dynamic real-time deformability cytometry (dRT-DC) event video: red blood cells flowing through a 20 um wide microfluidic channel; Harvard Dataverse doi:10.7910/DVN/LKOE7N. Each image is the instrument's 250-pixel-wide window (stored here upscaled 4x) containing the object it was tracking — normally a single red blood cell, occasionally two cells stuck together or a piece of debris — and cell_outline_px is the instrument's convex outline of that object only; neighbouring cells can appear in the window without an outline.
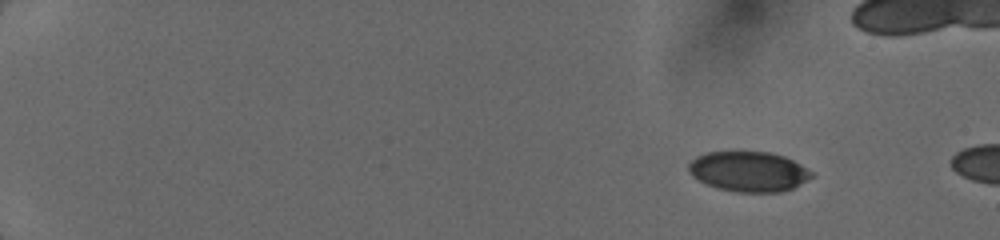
{"species": "human", "species_latin": "Homo sapiens", "temperature_condition": "cold", "stored_images_in_passage": 19, "camera_frame_rate_fps": 3000, "um_per_image_px": 0.085, "donor": {"sex": "female"}, "frame": {"image": 1, "passage_image": 1, "time_ms": 0.0, "image_size_px": [1000, 240], "cell_outline_px": [[812, 176], [792, 188], [780, 192], [736, 192], [720, 188], [708, 184], [692, 176], [688, 172], [688, 164], [696, 156], [708, 152], [768, 152], [784, 156], [800, 164], [812, 172]], "centroid_in_image_um": [63.61, 14.57], "position_along_channel_um": 21.4, "area_um2": 28.38}}